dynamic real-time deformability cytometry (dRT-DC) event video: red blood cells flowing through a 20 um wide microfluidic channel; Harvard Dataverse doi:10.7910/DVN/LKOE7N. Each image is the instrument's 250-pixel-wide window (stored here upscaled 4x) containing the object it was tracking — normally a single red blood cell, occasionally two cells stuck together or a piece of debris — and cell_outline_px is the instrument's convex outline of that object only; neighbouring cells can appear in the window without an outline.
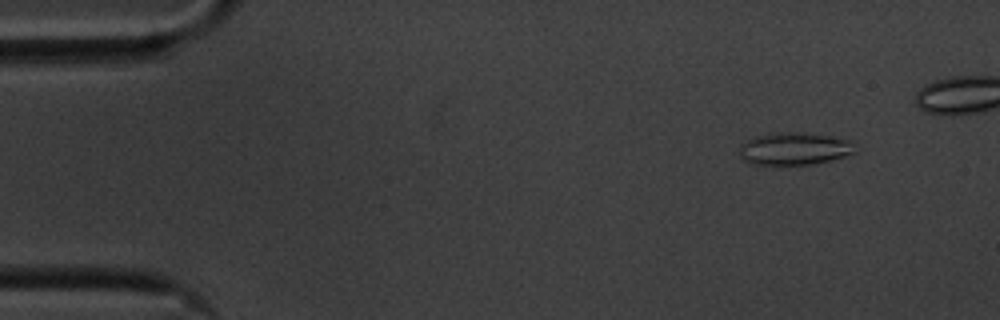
{"species": "common noctule bat (a hibernating species)", "species_latin": "Nyctalus noctula", "temperature_condition": "cold", "stored_images_in_passage": 46, "camera_frame_rate_fps": 3000, "um_per_image_px": 0.085, "animal": {"sex": "male", "body_mass_g": 20.1, "forearm_length_mm": 53.5}, "frame": {"image": 1, "passage_image": 2, "time_ms": 0.333, "image_size_px": [1000, 320], "cell_outline_px": [[856, 152], [832, 160], [812, 164], [772, 168], [752, 164], [744, 160], [740, 156], [740, 144], [756, 136], [772, 132], [800, 132], [832, 136], [856, 140]], "centroid_in_image_um": [67.54, 12.67], "position_along_channel_um": 17.5, "area_um2": 23.06}}
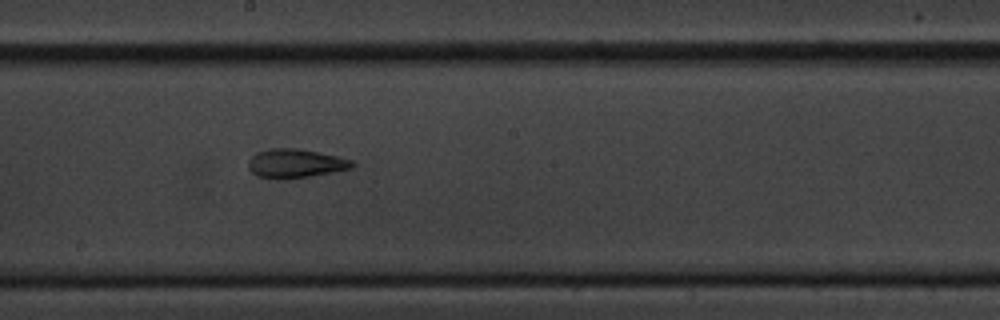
{"frame": {"image": 2, "passage_image": 27, "time_ms": 8.667, "image_size_px": [1000, 320], "cell_outline_px": [[356, 164], [352, 168], [332, 172], [284, 180], [256, 176], [248, 168], [248, 160], [256, 152], [268, 148], [296, 148], [336, 156], [352, 160]], "centroid_in_image_um": [25.07, 13.89], "position_along_channel_um": 223.1, "area_um2": 17.51}}
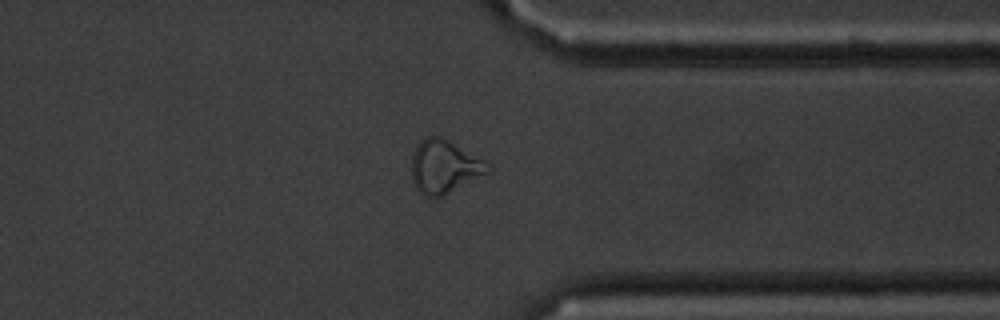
{"frame": {"image": 3, "passage_image": 40, "time_ms": 13.0, "image_size_px": [1000, 320], "cell_outline_px": [[492, 168], [488, 172], [444, 196], [424, 196], [416, 188], [412, 180], [412, 152], [420, 140], [428, 136], [440, 136], [448, 140], [492, 164]], "centroid_in_image_um": [37.76, 14.16], "position_along_channel_um": 373.6, "area_um2": 23.64}}